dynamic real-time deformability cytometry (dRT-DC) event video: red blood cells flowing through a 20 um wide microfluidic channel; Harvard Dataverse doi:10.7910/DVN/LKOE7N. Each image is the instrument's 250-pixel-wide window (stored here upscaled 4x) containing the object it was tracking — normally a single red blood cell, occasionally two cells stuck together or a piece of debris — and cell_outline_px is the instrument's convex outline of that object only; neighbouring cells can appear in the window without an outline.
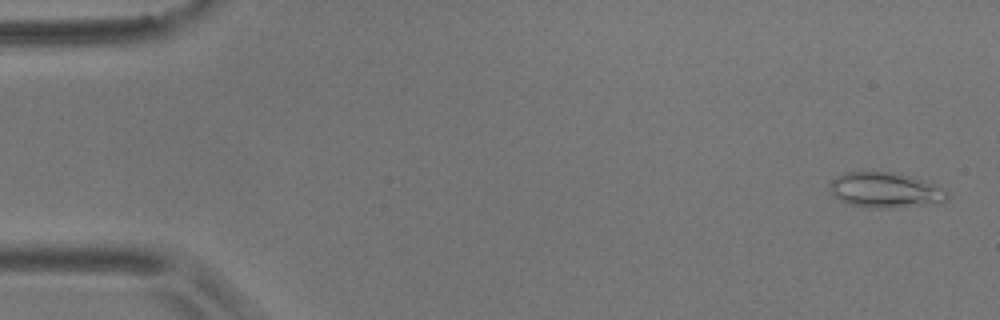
{"species": "common noctule bat (a hibernating species)", "species_latin": "Nyctalus noctula", "temperature_condition": "room temperature", "stored_images_in_passage": 56, "camera_frame_rate_fps": 3000, "um_per_image_px": 0.085, "animal": {"sex": "male", "body_mass_g": 17.9}, "frame": {"image": 1, "passage_image": 2, "time_ms": 0.333, "image_size_px": [1000, 320], "cell_outline_px": [[948, 200], [940, 204], [896, 208], [868, 208], [848, 204], [840, 200], [828, 188], [828, 184], [832, 180], [848, 172], [896, 172], [924, 180], [944, 188], [948, 192]], "centroid_in_image_um": [75.32, 16.18], "position_along_channel_um": 9.7, "area_um2": 24.57}}
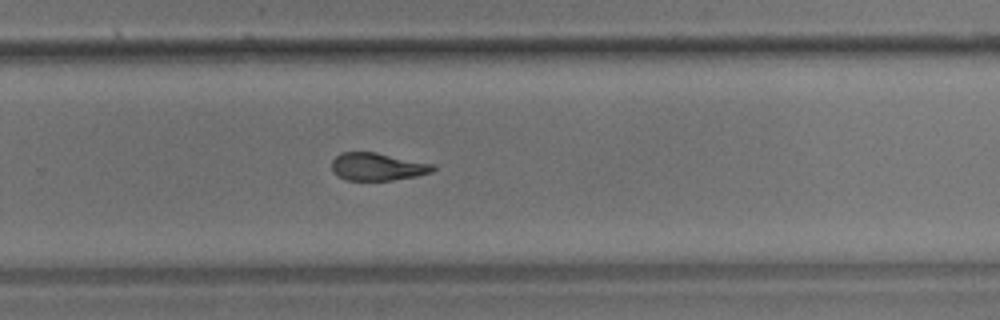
{"frame": {"image": 2, "passage_image": 37, "time_ms": 12.0, "image_size_px": [1000, 320], "cell_outline_px": [[436, 168], [432, 172], [416, 176], [392, 180], [348, 180], [336, 176], [332, 172], [332, 160], [340, 152], [376, 152], [436, 164]], "centroid_in_image_um": [32.09, 14.16], "position_along_channel_um": 297.7, "area_um2": 16.53}}
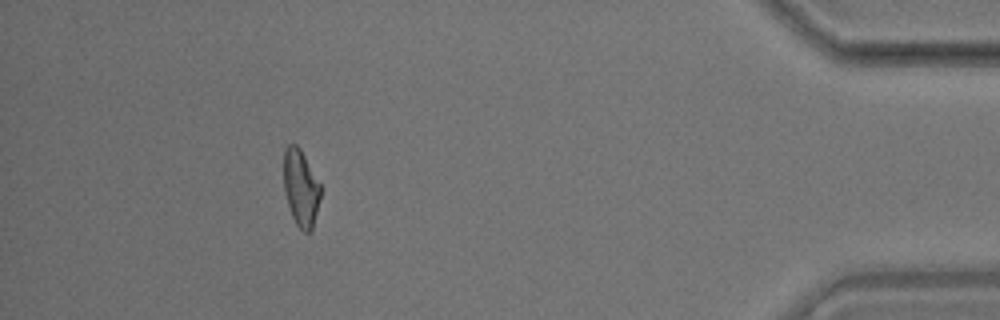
{"frame": {"image": 3, "passage_image": 51, "time_ms": 16.667, "image_size_px": [1000, 320], "cell_outline_px": [[320, 196], [312, 228], [308, 232], [304, 232], [296, 224], [292, 216], [284, 192], [284, 148], [288, 144], [296, 144], [300, 148], [320, 184]], "centroid_in_image_um": [25.55, 15.94], "position_along_channel_um": 409.7, "area_um2": 16.18}, "authors_computed_cell_mechanics": {"area_um2": 17.1088, "velocity_mm_per_s": 3.5696, "shape_relaxation_time_tau1_ms": 7.3219, "shape_relaxation_time_tau2_ms": 4.1039, "deformation_change_tau1": 0.1922, "deformation_change_tau2": 0.1127}}